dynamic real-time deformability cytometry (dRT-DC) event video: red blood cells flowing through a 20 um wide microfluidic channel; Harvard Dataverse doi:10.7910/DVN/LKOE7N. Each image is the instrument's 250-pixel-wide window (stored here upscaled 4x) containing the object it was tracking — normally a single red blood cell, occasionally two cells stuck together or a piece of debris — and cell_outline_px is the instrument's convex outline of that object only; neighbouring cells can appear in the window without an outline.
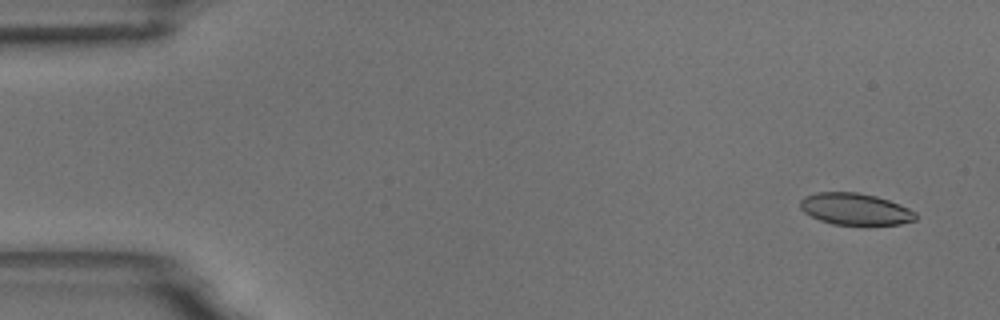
{"species": "common noctule bat (a hibernating species)", "species_latin": "Nyctalus noctula", "temperature_condition": "room temperature", "stored_images_in_passage": 9, "camera_frame_rate_fps": 3000, "um_per_image_px": 0.085, "animal": {"sex": "male", "body_mass_g": 18.8}, "frame": {"image": 1, "passage_image": 1, "time_ms": 0.0, "image_size_px": [1000, 320], "cell_outline_px": [[916, 220], [900, 224], [832, 224], [820, 220], [804, 212], [800, 208], [800, 200], [804, 196], [816, 192], [856, 192], [876, 196], [888, 200], [908, 208], [916, 212]], "centroid_in_image_um": [72.67, 17.76], "position_along_channel_um": 12.3, "area_um2": 21.15}}
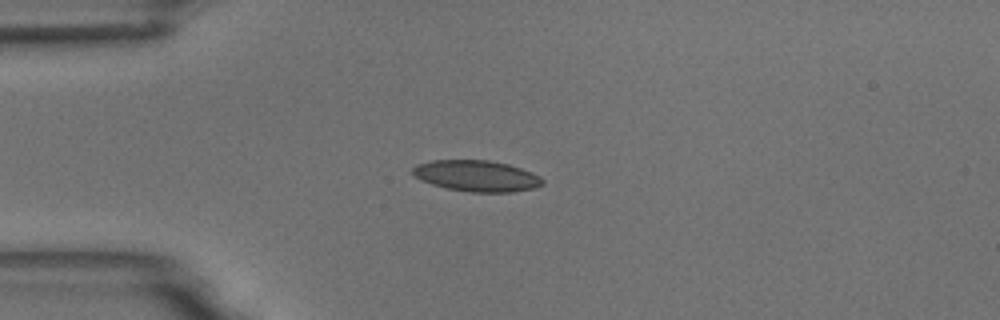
{"frame": {"image": 2, "passage_image": 4, "time_ms": 3.667, "image_size_px": [1000, 320], "cell_outline_px": [[544, 184], [532, 188], [512, 192], [472, 192], [448, 188], [432, 184], [420, 180], [412, 172], [412, 168], [416, 164], [432, 160], [488, 160], [508, 164], [532, 172], [540, 176], [544, 180]], "centroid_in_image_um": [40.52, 14.94], "position_along_channel_um": 44.5, "area_um2": 23.47}}